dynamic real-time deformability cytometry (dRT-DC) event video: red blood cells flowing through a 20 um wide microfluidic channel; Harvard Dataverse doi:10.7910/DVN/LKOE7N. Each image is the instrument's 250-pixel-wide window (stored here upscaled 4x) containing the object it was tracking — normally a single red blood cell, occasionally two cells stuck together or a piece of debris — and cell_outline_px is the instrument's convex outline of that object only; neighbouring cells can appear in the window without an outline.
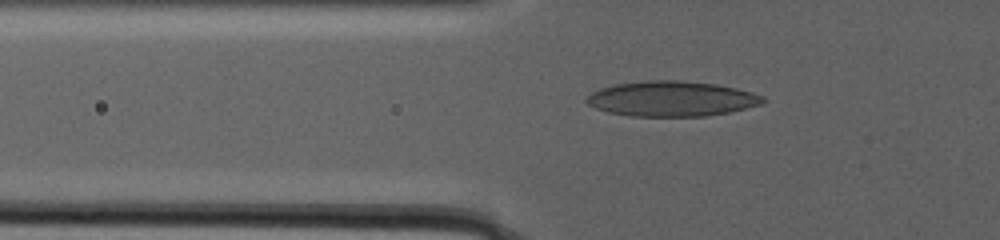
{"species": "human", "species_latin": "Homo sapiens", "temperature_condition": "warm", "stored_images_in_passage": 35, "camera_frame_rate_fps": 3000, "um_per_image_px": 0.085, "donor": {"sex": "male"}, "frame": {"image": 1, "passage_image": 12, "time_ms": 8.667, "image_size_px": [1000, 240], "cell_outline_px": [[768, 100], [760, 104], [728, 112], [704, 116], [632, 116], [608, 112], [596, 108], [588, 104], [584, 100], [592, 92], [600, 88], [616, 84], [648, 80], [676, 80], [716, 84], [736, 88], [752, 92], [764, 96]], "centroid_in_image_um": [57.08, 8.39], "position_along_channel_um": 68.7, "area_um2": 36.01}}
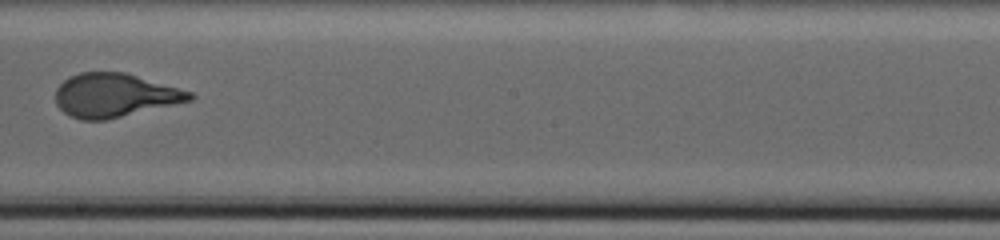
{"frame": {"image": 2, "passage_image": 21, "time_ms": 17.667, "image_size_px": [1000, 240], "cell_outline_px": [[196, 96], [192, 100], [108, 120], [80, 120], [64, 112], [56, 104], [56, 88], [68, 76], [80, 72], [124, 72], [192, 92]], "centroid_in_image_um": [9.73, 8.1], "position_along_channel_um": 238.5, "area_um2": 34.1}}
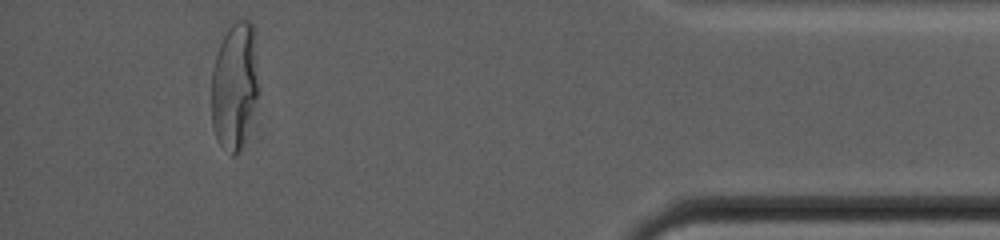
{"frame": {"image": 3, "passage_image": 32, "time_ms": 28.667, "image_size_px": [1000, 240], "cell_outline_px": [[260, 92], [240, 152], [236, 156], [232, 156], [220, 144], [216, 136], [212, 124], [212, 68], [220, 44], [228, 28], [236, 20], [252, 20], [260, 88]], "centroid_in_image_um": [19.97, 7.3], "position_along_channel_um": 415.2, "area_um2": 35.26}}